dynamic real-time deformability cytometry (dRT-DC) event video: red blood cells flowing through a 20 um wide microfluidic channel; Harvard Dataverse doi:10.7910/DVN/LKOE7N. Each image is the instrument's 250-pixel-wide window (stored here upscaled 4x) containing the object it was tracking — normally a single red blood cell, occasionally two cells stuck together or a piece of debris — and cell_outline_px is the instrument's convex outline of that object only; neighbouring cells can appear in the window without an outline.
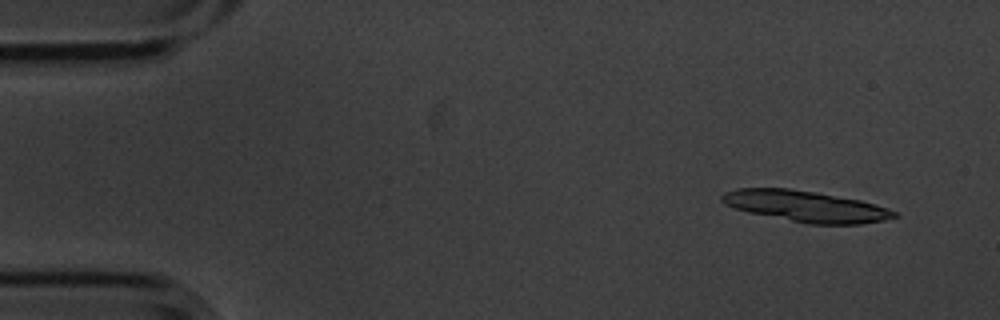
{"species": "common noctule bat (a hibernating species)", "species_latin": "Nyctalus noctula", "temperature_condition": "cold", "stored_images_in_passage": 4, "camera_frame_rate_fps": 3000, "um_per_image_px": 0.085, "animal": {"sex": "male", "body_mass_g": 20.1, "forearm_length_mm": 53.5}, "frame": {"image": 1, "passage_image": 1, "time_ms": 0.0, "image_size_px": [1000, 320], "cell_outline_px": [[900, 216], [884, 220], [860, 224], [808, 224], [748, 212], [724, 204], [720, 200], [720, 196], [724, 192], [740, 188], [788, 188], [860, 200], [888, 208], [896, 212]], "centroid_in_image_um": [68.48, 17.54], "position_along_channel_um": 16.5, "area_um2": 30.98}}